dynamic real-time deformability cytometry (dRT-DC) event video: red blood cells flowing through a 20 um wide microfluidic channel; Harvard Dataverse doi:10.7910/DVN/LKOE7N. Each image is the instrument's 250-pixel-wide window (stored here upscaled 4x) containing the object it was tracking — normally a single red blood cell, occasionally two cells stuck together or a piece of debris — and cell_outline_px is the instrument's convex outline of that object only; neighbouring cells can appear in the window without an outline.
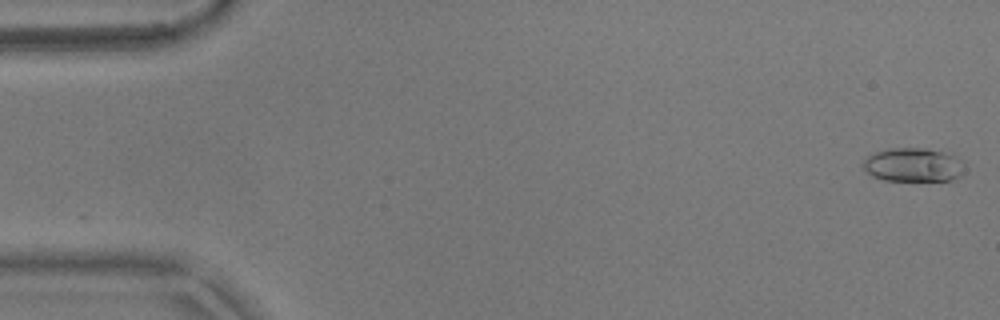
{"species": "common noctule bat (a hibernating species)", "species_latin": "Nyctalus noctula", "temperature_condition": "warm", "stored_images_in_passage": 53, "camera_frame_rate_fps": 3000, "um_per_image_px": 0.085, "animal": {"sex": "male", "body_mass_g": 17.9}, "frame": {"image": 1, "passage_image": 1, "time_ms": 0.0, "image_size_px": [1000, 320], "cell_outline_px": [[964, 160], [960, 176], [952, 180], [884, 180], [872, 176], [860, 164], [868, 156], [876, 152], [888, 148], [924, 148], [944, 152], [956, 156]], "centroid_in_image_um": [77.61, 14.0], "position_along_channel_um": 7.4, "area_um2": 19.94}}
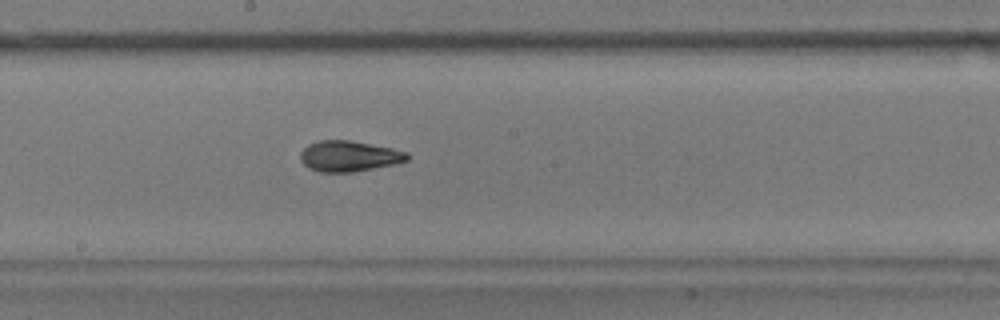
{"frame": {"image": 2, "passage_image": 29, "time_ms": 9.333, "image_size_px": [1000, 320], "cell_outline_px": [[408, 160], [392, 164], [352, 172], [320, 172], [308, 168], [300, 160], [300, 152], [308, 144], [320, 140], [352, 140], [392, 148], [408, 152]], "centroid_in_image_um": [29.63, 13.26], "position_along_channel_um": 218.6, "area_um2": 19.07}}
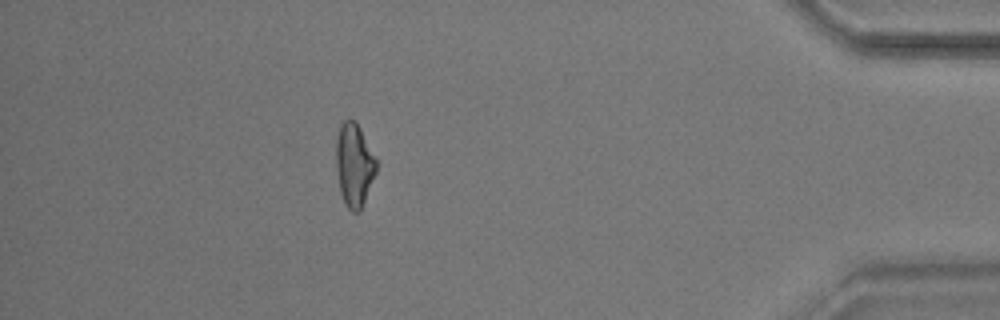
{"frame": {"image": 3, "passage_image": 48, "time_ms": 15.667, "image_size_px": [1000, 320], "cell_outline_px": [[376, 172], [360, 212], [352, 212], [344, 204], [340, 192], [336, 168], [336, 136], [340, 124], [344, 120], [356, 120], [376, 160]], "centroid_in_image_um": [30.08, 14.02], "position_along_channel_um": 405.1, "area_um2": 19.48}, "authors_computed_cell_mechanics": {"area_um2": 18.9584, "velocity_mm_per_s": 3.7221, "shape_relaxation_time_tau1_ms": null, "shape_relaxation_time_tau2_ms": 1.5925, "deformation_change_tau1": null, "deformation_change_tau2": 0.0863}}